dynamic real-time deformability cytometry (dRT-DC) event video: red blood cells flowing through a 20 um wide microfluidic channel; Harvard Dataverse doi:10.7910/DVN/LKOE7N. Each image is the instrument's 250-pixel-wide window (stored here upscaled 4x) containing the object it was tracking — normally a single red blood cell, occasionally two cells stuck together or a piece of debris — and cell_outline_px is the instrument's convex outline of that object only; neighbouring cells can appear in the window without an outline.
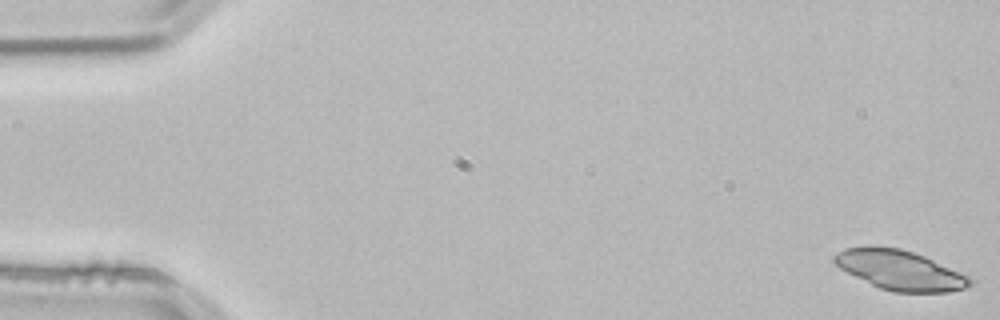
{"species": "common noctule bat (a hibernating species)", "species_latin": "Nyctalus noctula", "temperature_condition": "room temperature", "stored_images_in_passage": 53, "segment_of_instrument_passage": [1, 2], "camera_frame_rate_fps": 3000, "um_per_image_px": 0.085, "animal": {"sex": "male", "body_mass_g": 21.5, "forearm_length_mm": 52.0}, "frame": {"image": 1, "passage_image": 1, "time_ms": 0.0, "image_size_px": [1000, 320], "cell_outline_px": [[972, 284], [964, 288], [948, 292], [892, 292], [880, 288], [840, 268], [832, 260], [832, 256], [836, 252], [844, 248], [900, 248], [924, 256], [968, 276], [972, 280]], "centroid_in_image_um": [76.5, 22.98], "position_along_channel_um": 8.5, "area_um2": 30.52}}